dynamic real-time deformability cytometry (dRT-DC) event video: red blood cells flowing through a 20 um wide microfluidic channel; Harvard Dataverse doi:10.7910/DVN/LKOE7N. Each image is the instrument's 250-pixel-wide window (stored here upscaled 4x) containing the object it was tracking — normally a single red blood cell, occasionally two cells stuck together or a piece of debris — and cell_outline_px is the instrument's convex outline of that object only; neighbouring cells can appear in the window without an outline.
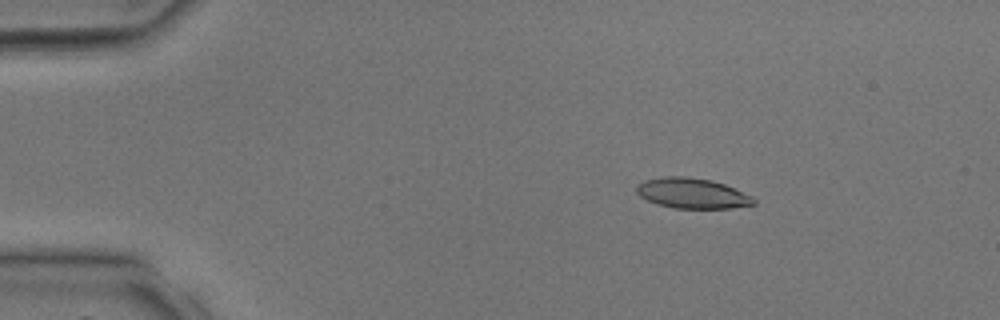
{"species": "common noctule bat (a hibernating species)", "species_latin": "Nyctalus noctula", "temperature_condition": "room temperature", "stored_images_in_passage": 8, "camera_frame_rate_fps": 3000, "um_per_image_px": 0.085, "animal": {"sex": "male", "body_mass_g": 17.9, "forearm_length_mm": 54.2}, "frame": {"image": 1, "passage_image": 6, "time_ms": 1.667, "image_size_px": [1000, 320], "cell_outline_px": [[756, 204], [728, 208], [672, 208], [656, 204], [640, 196], [636, 192], [636, 184], [644, 180], [664, 176], [688, 176], [712, 180], [724, 184], [752, 196], [756, 200]], "centroid_in_image_um": [58.81, 16.42], "position_along_channel_um": 26.2, "area_um2": 20.81}}